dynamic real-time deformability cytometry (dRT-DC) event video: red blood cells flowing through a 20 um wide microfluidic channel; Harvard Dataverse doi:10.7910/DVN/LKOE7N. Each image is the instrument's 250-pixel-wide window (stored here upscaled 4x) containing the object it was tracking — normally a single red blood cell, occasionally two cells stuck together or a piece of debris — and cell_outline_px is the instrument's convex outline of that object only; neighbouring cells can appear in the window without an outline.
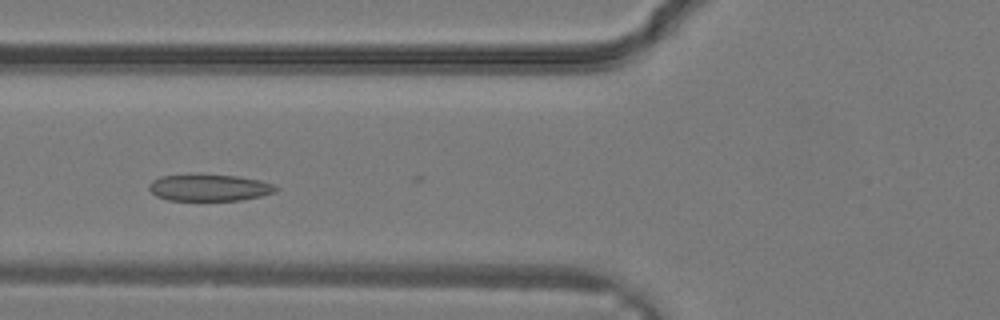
{"species": "common noctule bat (a hibernating species)", "species_latin": "Nyctalus noctula", "temperature_condition": "warm", "stored_images_in_passage": 11, "camera_frame_rate_fps": 3000, "um_per_image_px": 0.085, "animal": {"sex": "male", "body_mass_g": 19.2, "forearm_length_mm": 51.8}, "frame": {"image": 1, "passage_image": 9, "time_ms": 2.667, "image_size_px": [1000, 320], "cell_outline_px": [[280, 188], [276, 192], [260, 196], [240, 200], [168, 200], [156, 196], [148, 188], [148, 184], [152, 180], [160, 176], [236, 176], [260, 180], [272, 184]], "centroid_in_image_um": [17.8, 15.97], "position_along_channel_um": 108.0, "area_um2": 19.25}}